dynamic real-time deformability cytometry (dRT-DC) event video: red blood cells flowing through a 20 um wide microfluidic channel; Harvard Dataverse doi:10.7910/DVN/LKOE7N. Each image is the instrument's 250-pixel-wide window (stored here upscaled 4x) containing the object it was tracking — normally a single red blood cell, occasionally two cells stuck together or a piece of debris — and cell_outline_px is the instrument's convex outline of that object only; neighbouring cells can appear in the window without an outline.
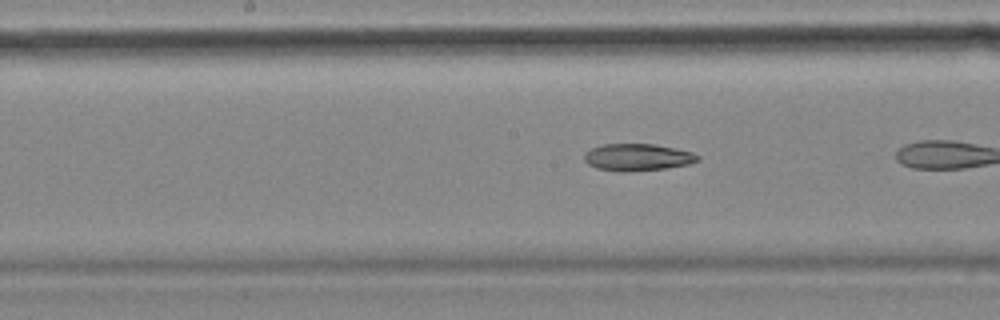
{"species": "common noctule bat (a hibernating species)", "species_latin": "Nyctalus noctula", "temperature_condition": "cold", "stored_images_in_passage": 13, "camera_frame_rate_fps": 3000, "um_per_image_px": 0.085, "animal": {"sex": "female", "body_mass_g": 18.4}, "frame": {"image": 1, "passage_image": 11, "time_ms": 3.333, "image_size_px": [1000, 320], "cell_outline_px": [[700, 160], [688, 164], [664, 168], [628, 172], [624, 172], [596, 168], [588, 164], [584, 160], [584, 152], [592, 148], [604, 144], [652, 144], [676, 148], [692, 152], [700, 156]], "centroid_in_image_um": [54.18, 13.36], "position_along_channel_um": 194.0, "area_um2": 17.86}}